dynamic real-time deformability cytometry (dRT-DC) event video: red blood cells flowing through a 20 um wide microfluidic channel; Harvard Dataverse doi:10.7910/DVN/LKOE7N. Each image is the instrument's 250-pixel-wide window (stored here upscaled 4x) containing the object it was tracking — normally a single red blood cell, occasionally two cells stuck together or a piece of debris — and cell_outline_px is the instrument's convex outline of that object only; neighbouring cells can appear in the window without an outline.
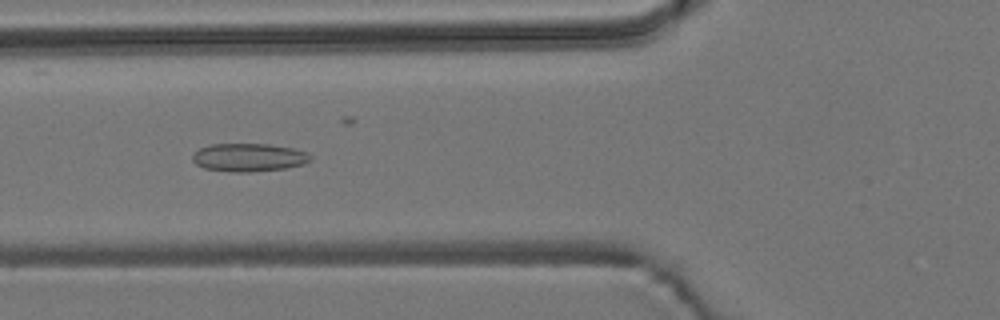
{"species": "common noctule bat (a hibernating species)", "species_latin": "Nyctalus noctula", "temperature_condition": "room temperature", "stored_images_in_passage": 43, "camera_frame_rate_fps": 3000, "um_per_image_px": 0.085, "animal": {"sex": "male", "body_mass_g": 19.2, "forearm_length_mm": 51.8}, "frame": {"image": 1, "passage_image": 8, "time_ms": 2.333, "image_size_px": [1000, 320], "cell_outline_px": [[312, 160], [304, 164], [288, 168], [252, 172], [232, 172], [204, 168], [196, 164], [192, 160], [192, 156], [200, 148], [208, 144], [268, 144], [292, 148], [308, 152], [312, 156]], "centroid_in_image_um": [21.18, 13.39], "position_along_channel_um": 104.6, "area_um2": 19.54}}
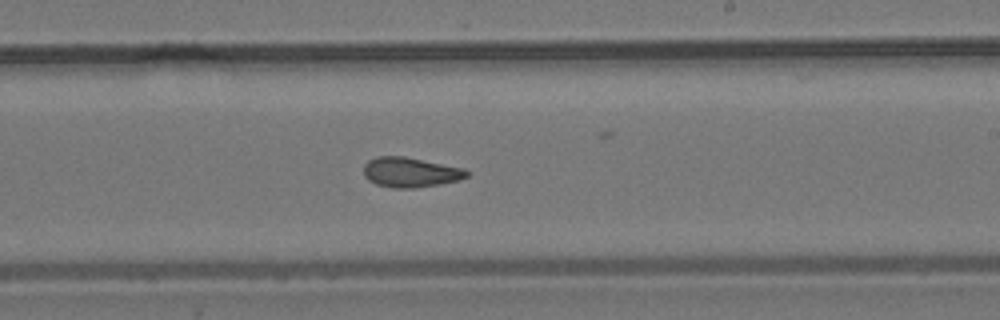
{"frame": {"image": 2, "passage_image": 20, "time_ms": 6.333, "image_size_px": [1000, 320], "cell_outline_px": [[468, 176], [460, 180], [440, 184], [416, 188], [392, 188], [376, 184], [368, 180], [364, 176], [364, 164], [368, 160], [376, 156], [404, 156], [464, 168], [468, 172]], "centroid_in_image_um": [34.87, 14.64], "position_along_channel_um": 254.1, "area_um2": 18.09}}
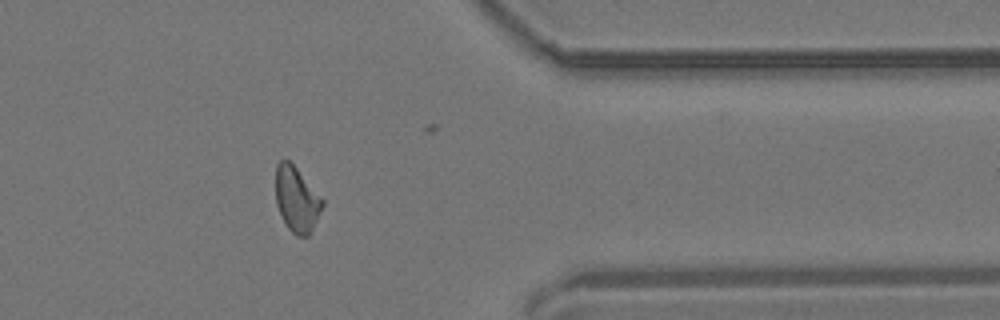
{"frame": {"image": 3, "passage_image": 32, "time_ms": 10.333, "image_size_px": [1000, 320], "cell_outline_px": [[324, 204], [308, 236], [296, 236], [288, 228], [276, 204], [276, 164], [280, 160], [288, 160], [296, 168], [324, 200]], "centroid_in_image_um": [25.21, 16.94], "position_along_channel_um": 386.2, "area_um2": 17.4}, "authors_computed_cell_mechanics": {"area_um2": 17.8602, "velocity_mm_per_s": 3.7312, "shape_relaxation_time_tau1_ms": null, "shape_relaxation_time_tau2_ms": 2.7474, "deformation_change_tau1": null, "deformation_change_tau2": 0.1017}}